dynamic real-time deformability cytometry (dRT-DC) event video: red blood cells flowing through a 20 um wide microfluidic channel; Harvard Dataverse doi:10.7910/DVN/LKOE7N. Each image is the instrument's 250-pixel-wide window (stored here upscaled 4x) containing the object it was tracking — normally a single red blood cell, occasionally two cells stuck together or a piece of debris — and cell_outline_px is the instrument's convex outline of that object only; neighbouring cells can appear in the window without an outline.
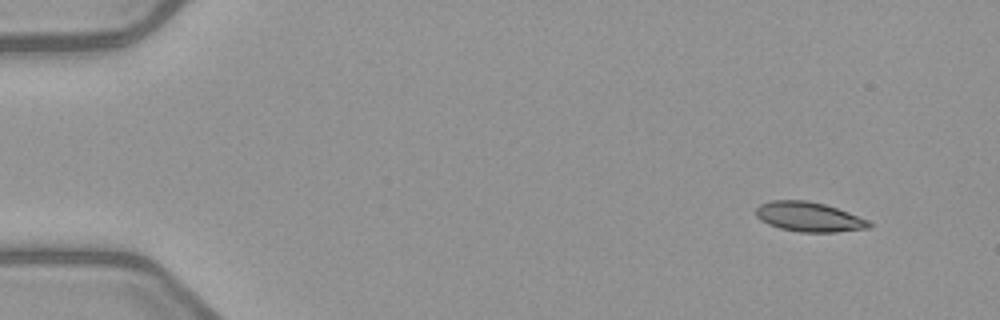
{"species": "common noctule bat (a hibernating species)", "species_latin": "Nyctalus noctula", "temperature_condition": "warm", "stored_images_in_passage": 4, "camera_frame_rate_fps": 3000, "um_per_image_px": 0.085, "animal": {"sex": "female", "body_mass_g": 21.9}, "frame": {"image": 1, "passage_image": 1, "time_ms": 0.0, "image_size_px": [1000, 320], "cell_outline_px": [[872, 224], [868, 228], [836, 232], [800, 232], [780, 228], [768, 224], [760, 220], [756, 216], [756, 208], [760, 204], [772, 200], [808, 200], [824, 204], [848, 212], [868, 220]], "centroid_in_image_um": [68.74, 18.43], "position_along_channel_um": 16.3, "area_um2": 19.48}}
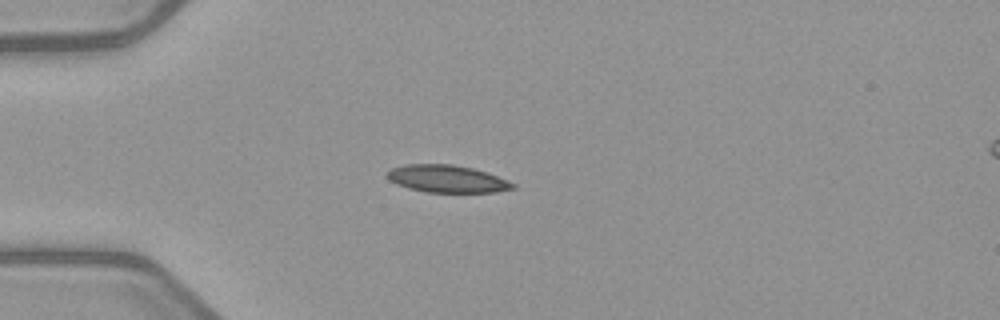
{"frame": {"image": 2, "passage_image": 4, "time_ms": 3.333, "image_size_px": [1000, 320], "cell_outline_px": [[516, 188], [496, 192], [424, 192], [408, 188], [396, 184], [388, 180], [388, 172], [392, 168], [404, 164], [452, 164], [472, 168], [488, 172], [508, 180], [516, 184]], "centroid_in_image_um": [38.02, 15.2], "position_along_channel_um": 47.0, "area_um2": 20.17}}